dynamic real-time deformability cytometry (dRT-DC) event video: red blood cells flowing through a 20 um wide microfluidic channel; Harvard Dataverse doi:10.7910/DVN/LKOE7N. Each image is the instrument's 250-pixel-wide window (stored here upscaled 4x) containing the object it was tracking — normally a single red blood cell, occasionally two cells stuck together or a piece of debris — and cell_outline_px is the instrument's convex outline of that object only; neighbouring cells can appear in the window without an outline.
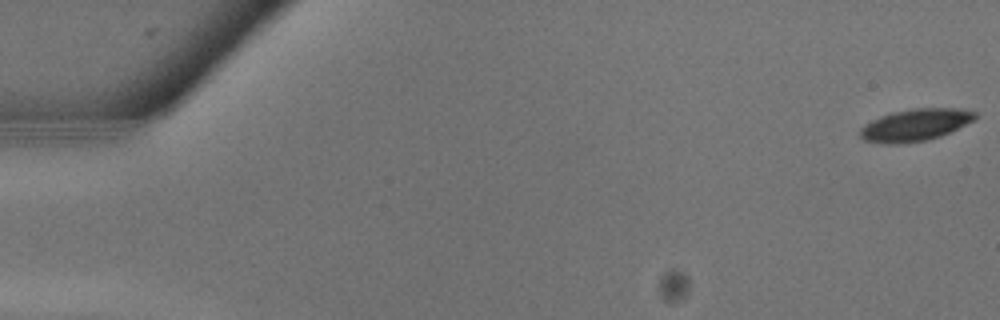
{"species": "common noctule bat (a hibernating species)", "species_latin": "Nyctalus noctula", "temperature_condition": "warm", "stored_images_in_passage": 11, "camera_frame_rate_fps": 3000, "um_per_image_px": 0.085, "animal": {"sex": "male", "body_mass_g": 13.3}, "frame": {"image": 1, "passage_image": 1, "time_ms": 0.0, "image_size_px": [1000, 320], "cell_outline_px": [[976, 116], [972, 120], [940, 136], [924, 140], [896, 144], [884, 144], [864, 140], [860, 136], [860, 128], [864, 124], [880, 116], [892, 112], [912, 108], [964, 108], [976, 112]], "centroid_in_image_um": [77.75, 10.6], "position_along_channel_um": 7.3, "area_um2": 21.27}}
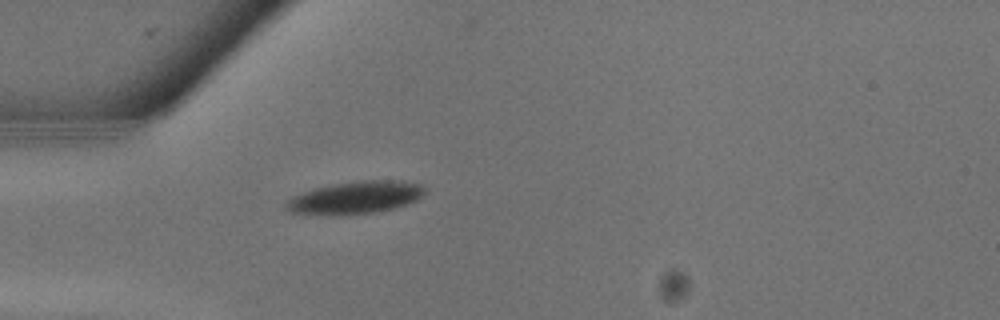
{"frame": {"image": 2, "passage_image": 9, "time_ms": 2.667, "image_size_px": [1000, 320], "cell_outline_px": [[424, 192], [416, 200], [408, 204], [376, 212], [340, 216], [328, 216], [292, 212], [284, 208], [284, 204], [292, 196], [312, 188], [332, 184], [360, 180], [404, 180], [420, 184], [424, 188]], "centroid_in_image_um": [30.16, 16.8], "position_along_channel_um": 54.8, "area_um2": 26.65}}